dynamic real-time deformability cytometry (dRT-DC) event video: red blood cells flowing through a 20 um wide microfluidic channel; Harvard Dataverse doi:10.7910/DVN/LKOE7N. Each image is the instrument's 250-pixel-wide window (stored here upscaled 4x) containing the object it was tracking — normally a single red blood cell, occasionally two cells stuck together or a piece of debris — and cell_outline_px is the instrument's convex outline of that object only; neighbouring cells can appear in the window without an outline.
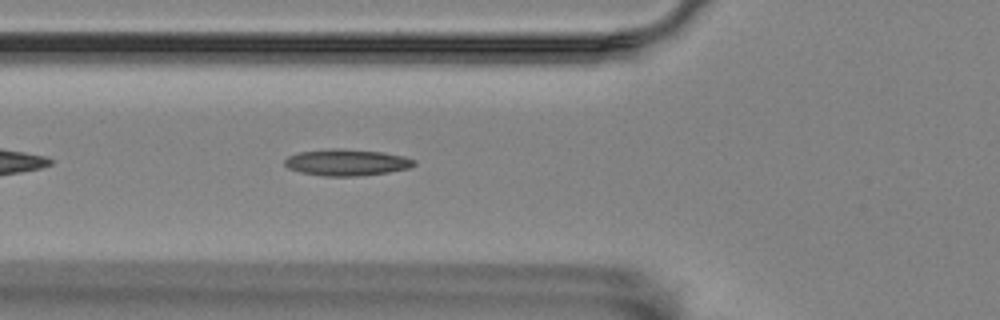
{"species": "Egyptian fruit bat (a non-hibernating species)", "species_latin": "Rousettus aegyptiacus", "temperature_condition": "room temperature", "stored_images_in_passage": 35, "camera_frame_rate_fps": 3000, "um_per_image_px": 0.085, "animal": {"sex": "female"}, "frame": {"image": 1, "passage_image": 7, "time_ms": 2.0, "image_size_px": [1000, 320], "cell_outline_px": [[416, 164], [408, 168], [388, 172], [356, 176], [324, 176], [300, 172], [288, 168], [284, 164], [284, 160], [288, 156], [300, 152], [332, 148], [340, 148], [384, 152], [404, 156], [416, 160]], "centroid_in_image_um": [29.47, 13.8], "position_along_channel_um": 96.3, "area_um2": 20.0}}
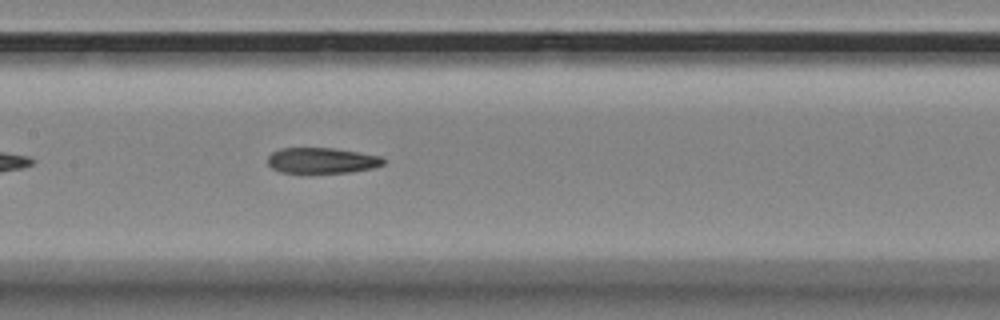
{"frame": {"image": 2, "passage_image": 14, "time_ms": 4.333, "image_size_px": [1000, 320], "cell_outline_px": [[384, 164], [372, 168], [348, 172], [284, 172], [272, 168], [268, 164], [268, 156], [272, 152], [280, 148], [332, 148], [380, 156], [384, 160]], "centroid_in_image_um": [27.33, 13.63], "position_along_channel_um": 180.1, "area_um2": 16.94}}
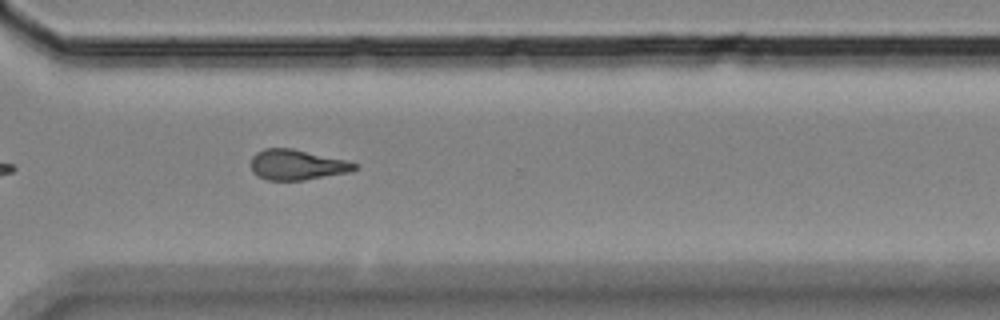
{"frame": {"image": 3, "passage_image": 28, "time_ms": 9.0, "image_size_px": [1000, 320], "cell_outline_px": [[356, 168], [348, 172], [304, 180], [268, 180], [252, 172], [252, 156], [256, 152], [264, 148], [292, 148], [344, 160], [356, 164]], "centroid_in_image_um": [25.19, 14.0], "position_along_channel_um": 345.4, "area_um2": 17.98}, "authors_computed_cell_mechanics": {"area_um2": 18.3804, "velocity_mm_per_s": 3.5481, "shape_relaxation_time_tau1_ms": null, "shape_relaxation_time_tau2_ms": 7.8425, "deformation_change_tau1": null, "deformation_change_tau2": 0.1989}}